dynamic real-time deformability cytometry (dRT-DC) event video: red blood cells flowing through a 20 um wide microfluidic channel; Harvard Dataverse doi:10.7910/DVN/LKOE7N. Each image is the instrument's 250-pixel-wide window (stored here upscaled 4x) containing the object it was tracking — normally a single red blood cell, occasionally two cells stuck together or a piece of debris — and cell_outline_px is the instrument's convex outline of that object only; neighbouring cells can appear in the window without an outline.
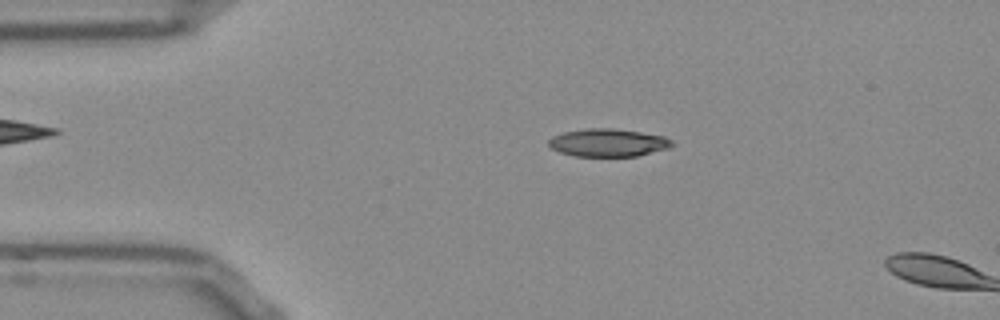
{"species": "Egyptian fruit bat (a non-hibernating species)", "species_latin": "Rousettus aegyptiacus", "temperature_condition": "room temperature", "stored_images_in_passage": 7, "camera_frame_rate_fps": 3000, "um_per_image_px": 0.085, "frame": {"image": 1, "passage_image": 5, "time_ms": 1.333, "image_size_px": [1000, 320], "cell_outline_px": [[672, 144], [668, 148], [636, 156], [572, 156], [560, 152], [552, 148], [548, 144], [548, 140], [552, 136], [564, 132], [584, 128], [612, 128], [640, 132], [664, 136], [672, 140]], "centroid_in_image_um": [51.65, 12.12], "position_along_channel_um": 33.4, "area_um2": 19.94}}